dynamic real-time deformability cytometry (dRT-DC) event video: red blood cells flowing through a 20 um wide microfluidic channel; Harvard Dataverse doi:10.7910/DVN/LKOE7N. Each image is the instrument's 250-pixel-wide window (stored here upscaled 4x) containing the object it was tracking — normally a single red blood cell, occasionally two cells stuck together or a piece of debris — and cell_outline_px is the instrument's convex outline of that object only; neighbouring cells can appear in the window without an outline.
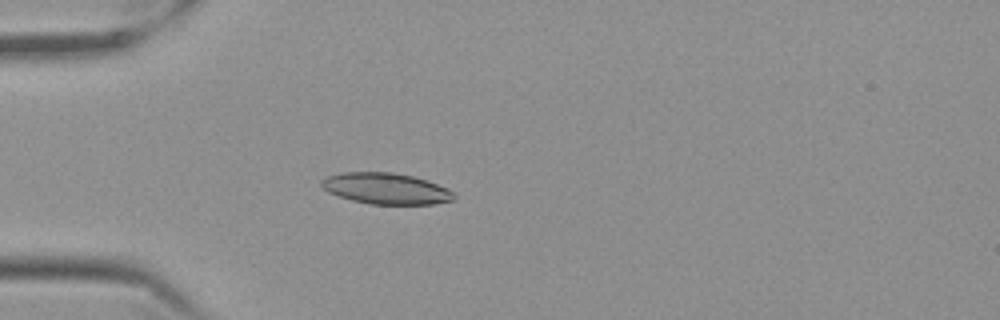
{"species": "Egyptian fruit bat (a non-hibernating species)", "species_latin": "Rousettus aegyptiacus", "temperature_condition": "cold", "stored_images_in_passage": 46, "camera_frame_rate_fps": 3000, "um_per_image_px": 0.085, "frame": {"image": 1, "passage_image": 6, "time_ms": 1.667, "image_size_px": [1000, 320], "cell_outline_px": [[456, 196], [452, 200], [432, 204], [368, 204], [352, 200], [328, 192], [320, 184], [320, 180], [328, 176], [344, 172], [392, 172], [412, 176], [448, 188]], "centroid_in_image_um": [32.78, 16.03], "position_along_channel_um": 52.2, "area_um2": 23.81}}
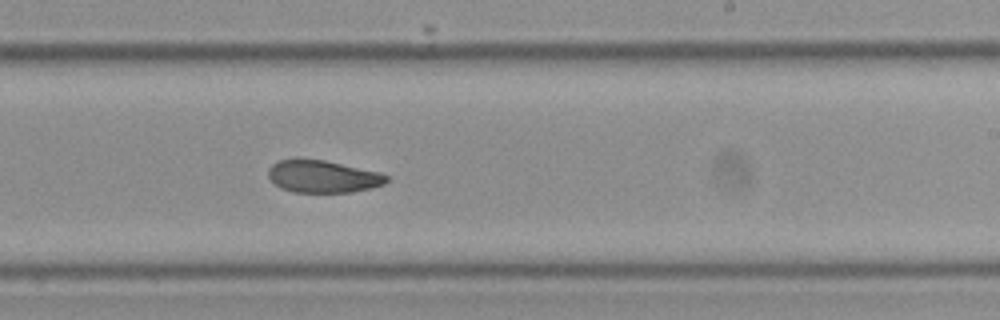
{"frame": {"image": 2, "passage_image": 25, "time_ms": 8.0, "image_size_px": [1000, 320], "cell_outline_px": [[388, 180], [384, 184], [372, 188], [352, 192], [292, 192], [280, 188], [268, 176], [268, 168], [276, 160], [296, 156], [324, 160], [376, 172], [388, 176]], "centroid_in_image_um": [27.35, 14.97], "position_along_channel_um": 261.6, "area_um2": 22.6}}
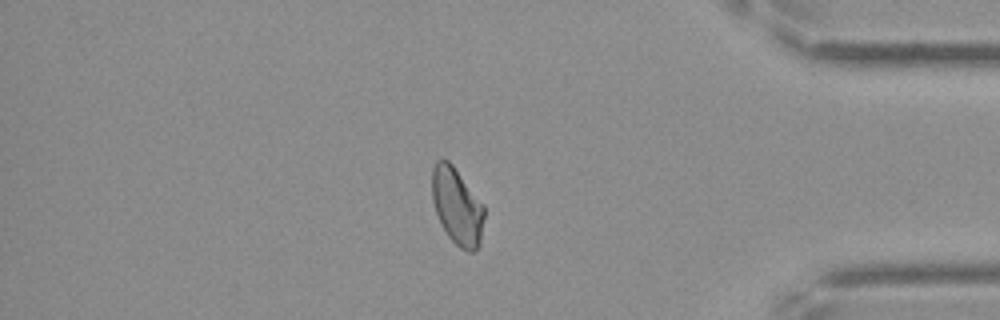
{"frame": {"image": 3, "passage_image": 39, "time_ms": 12.667, "image_size_px": [1000, 320], "cell_outline_px": [[484, 216], [480, 244], [472, 252], [468, 252], [460, 248], [448, 236], [440, 224], [432, 200], [432, 168], [436, 160], [448, 160], [452, 164], [484, 204]], "centroid_in_image_um": [38.85, 17.53], "position_along_channel_um": 396.4, "area_um2": 23.41}, "authors_computed_cell_mechanics": {"area_um2": 23.2645, "velocity_mm_per_s": 3.4847, "shape_relaxation_time_tau1_ms": 8.9939, "shape_relaxation_time_tau2_ms": 4.5566, "deformation_change_tau1": 0.1886, "deformation_change_tau2": 0.0927}}